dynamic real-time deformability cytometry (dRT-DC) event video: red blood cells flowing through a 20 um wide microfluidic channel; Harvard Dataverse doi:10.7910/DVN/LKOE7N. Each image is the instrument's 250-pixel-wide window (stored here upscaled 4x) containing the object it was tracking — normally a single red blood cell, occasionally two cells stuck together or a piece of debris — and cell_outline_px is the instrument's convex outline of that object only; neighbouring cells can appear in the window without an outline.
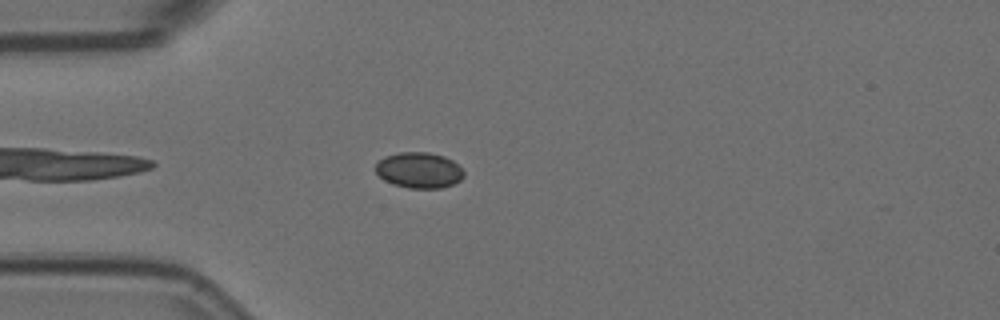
{"species": "Egyptian fruit bat (a non-hibernating species)", "species_latin": "Rousettus aegyptiacus", "temperature_condition": "room temperature", "stored_images_in_passage": 5, "camera_frame_rate_fps": 3000, "um_per_image_px": 0.085, "animal": {"sex": "female"}, "frame": {"image": 1, "passage_image": 4, "time_ms": 1.0, "image_size_px": [1000, 320], "cell_outline_px": [[464, 176], [460, 180], [452, 184], [440, 188], [408, 188], [392, 184], [384, 180], [376, 172], [376, 164], [384, 156], [400, 152], [428, 152], [444, 156], [452, 160], [464, 172]], "centroid_in_image_um": [35.6, 14.46], "position_along_channel_um": 49.4, "area_um2": 18.32}}